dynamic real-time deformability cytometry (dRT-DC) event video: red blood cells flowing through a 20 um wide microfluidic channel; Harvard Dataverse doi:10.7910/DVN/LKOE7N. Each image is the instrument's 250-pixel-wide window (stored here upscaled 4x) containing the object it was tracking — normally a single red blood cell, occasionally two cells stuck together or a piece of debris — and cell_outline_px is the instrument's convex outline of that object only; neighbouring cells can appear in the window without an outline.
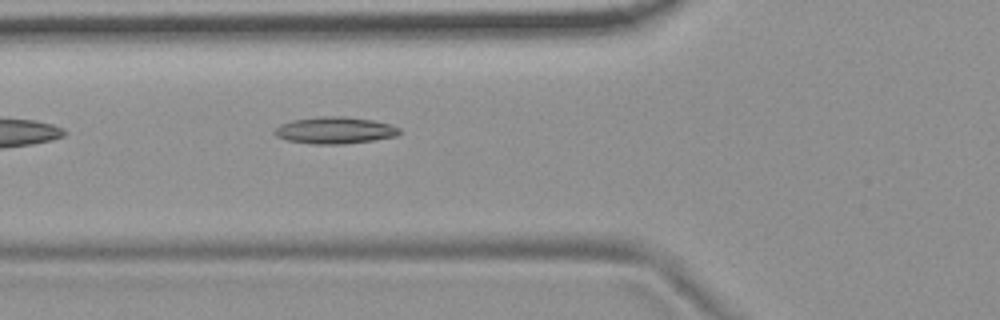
{"species": "common noctule bat (a hibernating species)", "species_latin": "Nyctalus noctula", "temperature_condition": "room temperature", "stored_images_in_passage": 6, "camera_frame_rate_fps": 3000, "um_per_image_px": 0.085, "animal": {"sex": "female", "body_mass_g": 19.9}, "frame": {"image": 1, "passage_image": 6, "time_ms": 6.0, "image_size_px": [1000, 320], "cell_outline_px": [[400, 132], [396, 136], [372, 140], [344, 144], [312, 144], [288, 140], [276, 136], [272, 132], [280, 124], [292, 120], [320, 116], [344, 116], [372, 120], [388, 124], [400, 128]], "centroid_in_image_um": [28.43, 11.07], "position_along_channel_um": 97.4, "area_um2": 19.42}}